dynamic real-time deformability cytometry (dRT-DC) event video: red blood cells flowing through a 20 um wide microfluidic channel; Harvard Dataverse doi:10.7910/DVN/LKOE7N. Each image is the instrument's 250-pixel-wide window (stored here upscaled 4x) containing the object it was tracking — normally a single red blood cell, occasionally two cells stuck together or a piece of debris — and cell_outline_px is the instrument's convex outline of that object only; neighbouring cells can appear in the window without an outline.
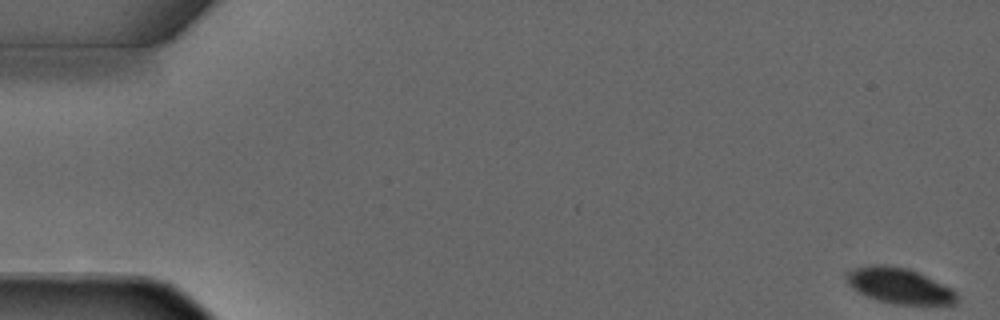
{"species": "common noctule bat (a hibernating species)", "species_latin": "Nyctalus noctula", "temperature_condition": "warm", "stored_images_in_passage": 4, "camera_frame_rate_fps": 3000, "um_per_image_px": 0.085, "animal": {"sex": "male", "forearm_length_mm": 52.5}, "frame": {"image": 1, "passage_image": 1, "time_ms": 0.0, "image_size_px": [1000, 320], "cell_outline_px": [[956, 304], [892, 304], [868, 296], [852, 288], [848, 284], [844, 276], [844, 272], [852, 268], [872, 264], [884, 264], [908, 268], [952, 288], [956, 292]], "centroid_in_image_um": [76.39, 24.26], "position_along_channel_um": 8.6, "area_um2": 22.89}}